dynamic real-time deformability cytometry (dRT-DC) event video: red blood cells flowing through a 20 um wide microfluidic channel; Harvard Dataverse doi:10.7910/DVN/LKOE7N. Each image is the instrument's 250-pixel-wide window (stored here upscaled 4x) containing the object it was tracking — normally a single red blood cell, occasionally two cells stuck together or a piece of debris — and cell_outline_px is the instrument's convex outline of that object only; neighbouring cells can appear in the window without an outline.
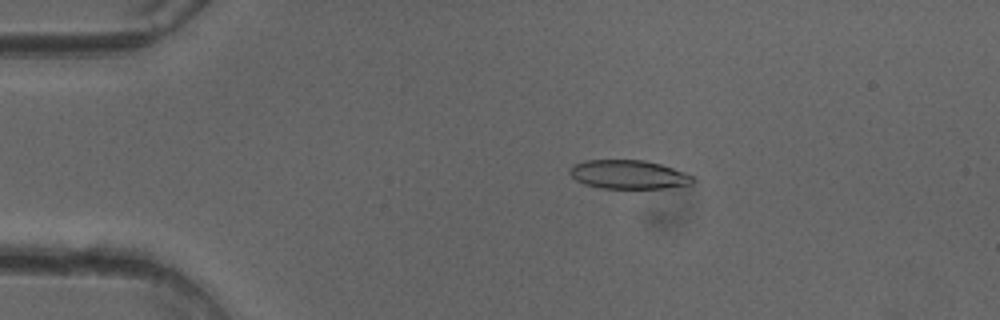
{"species": "common noctule bat (a hibernating species)", "species_latin": "Nyctalus noctula", "temperature_condition": "cold", "stored_images_in_passage": 51, "camera_frame_rate_fps": 3000, "um_per_image_px": 0.085, "animal": {"sex": "female"}, "frame": {"image": 1, "passage_image": 10, "time_ms": 3.0, "image_size_px": [1000, 320], "cell_outline_px": [[696, 180], [692, 184], [664, 188], [600, 188], [584, 184], [576, 180], [568, 172], [568, 168], [572, 164], [584, 160], [644, 160], [660, 164], [696, 176]], "centroid_in_image_um": [53.41, 14.83], "position_along_channel_um": 31.6, "area_um2": 20.87}}
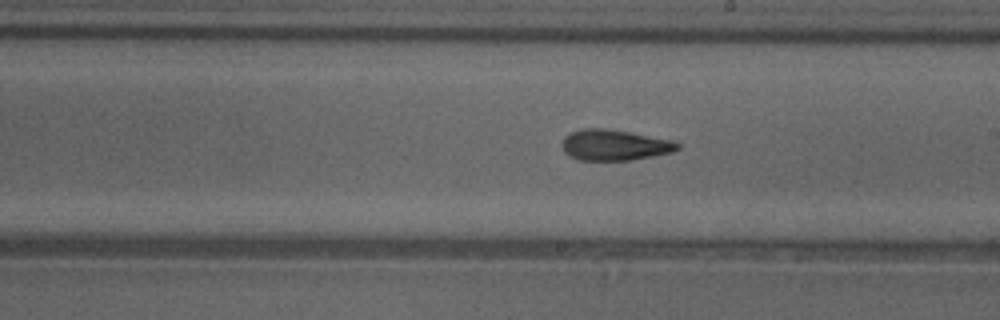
{"frame": {"image": 2, "passage_image": 29, "time_ms": 9.333, "image_size_px": [1000, 320], "cell_outline_px": [[680, 148], [672, 152], [632, 160], [580, 160], [564, 152], [564, 136], [580, 128], [604, 128], [628, 132], [672, 140], [680, 144]], "centroid_in_image_um": [52.25, 12.32], "position_along_channel_um": 236.7, "area_um2": 20.46}}
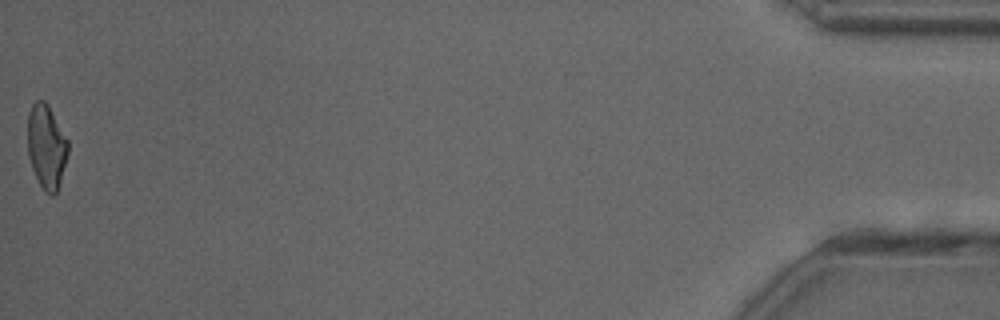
{"frame": {"image": 3, "passage_image": 51, "time_ms": 16.667, "image_size_px": [1000, 320], "cell_outline_px": [[68, 152], [60, 184], [56, 192], [52, 196], [44, 192], [32, 168], [28, 156], [28, 112], [32, 104], [36, 100], [44, 100], [48, 104], [68, 140]], "centroid_in_image_um": [3.95, 12.46], "position_along_channel_um": 431.3, "area_um2": 19.83}, "authors_computed_cell_mechanics": {"area_um2": 20.7502, "velocity_mm_per_s": 4.0463, "shape_relaxation_time_tau1_ms": 6.628, "shape_relaxation_time_tau2_ms": 3.3667, "deformation_change_tau1": 0.1967, "deformation_change_tau2": 0.1297}}